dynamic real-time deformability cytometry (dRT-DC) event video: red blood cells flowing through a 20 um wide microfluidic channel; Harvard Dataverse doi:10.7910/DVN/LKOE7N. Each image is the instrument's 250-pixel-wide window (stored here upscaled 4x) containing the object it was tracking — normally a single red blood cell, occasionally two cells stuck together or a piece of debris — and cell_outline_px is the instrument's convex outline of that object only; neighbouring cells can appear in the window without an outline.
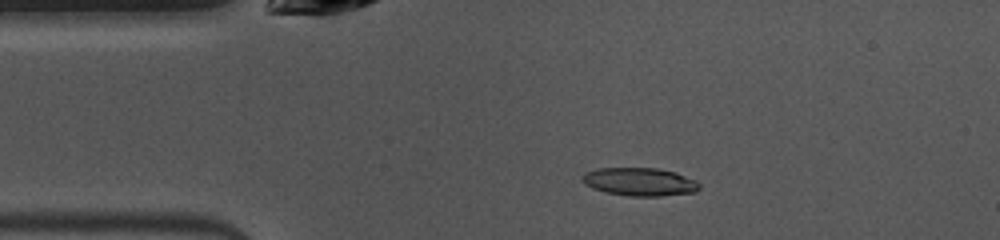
{"species": "common noctule bat (a hibernating species)", "species_latin": "Nyctalus noctula", "temperature_condition": "warm", "stored_images_in_passage": 49, "segment_of_instrument_passage": [1, 2], "camera_frame_rate_fps": 3000, "um_per_image_px": 0.085, "animal": {"sex": "female", "body_mass_g": 10.0, "forearm_length_mm": 53.1}, "frame": {"image": 1, "passage_image": 8, "time_ms": 2.333, "image_size_px": [1000, 240], "cell_outline_px": [[700, 188], [696, 192], [660, 196], [628, 196], [608, 192], [592, 188], [584, 184], [580, 180], [584, 172], [596, 168], [656, 168], [676, 172], [696, 180], [700, 184]], "centroid_in_image_um": [54.36, 15.45], "position_along_channel_um": 30.6, "area_um2": 19.36}}
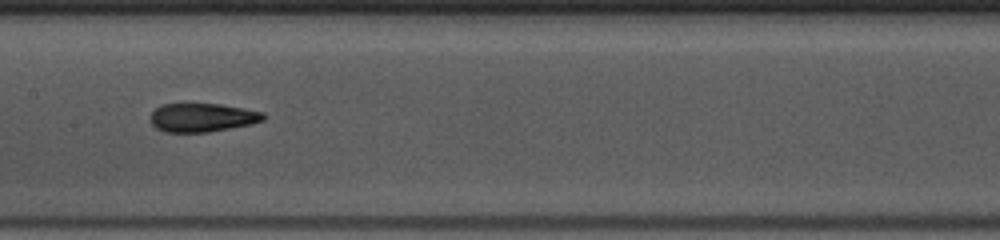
{"frame": {"image": 2, "passage_image": 22, "time_ms": 7.0, "image_size_px": [1000, 240], "cell_outline_px": [[264, 120], [252, 124], [208, 132], [164, 132], [156, 128], [152, 124], [152, 112], [160, 104], [220, 104], [244, 108], [264, 112]], "centroid_in_image_um": [17.21, 9.99], "position_along_channel_um": 190.2, "area_um2": 18.79}}
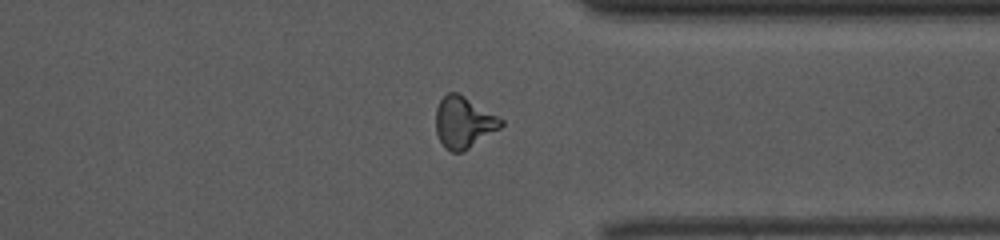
{"frame": {"image": 3, "passage_image": 36, "time_ms": 11.667, "image_size_px": [1000, 240], "cell_outline_px": [[504, 124], [500, 128], [468, 148], [460, 152], [452, 152], [444, 148], [436, 132], [436, 108], [440, 100], [448, 92], [456, 92], [464, 96], [504, 120]], "centroid_in_image_um": [39.39, 10.4], "position_along_channel_um": 372.0, "area_um2": 19.25}}